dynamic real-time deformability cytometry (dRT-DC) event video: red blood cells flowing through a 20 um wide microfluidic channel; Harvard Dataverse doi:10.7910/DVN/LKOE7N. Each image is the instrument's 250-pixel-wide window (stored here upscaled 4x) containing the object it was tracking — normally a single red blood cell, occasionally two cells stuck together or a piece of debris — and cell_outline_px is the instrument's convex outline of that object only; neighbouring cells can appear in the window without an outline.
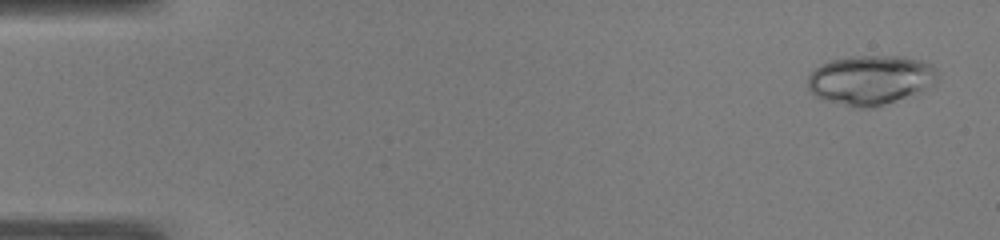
{"species": "common noctule bat (a hibernating species)", "species_latin": "Nyctalus noctula", "temperature_condition": "warm", "stored_images_in_passage": 47, "camera_frame_rate_fps": 3000, "um_per_image_px": 0.085, "animal": {"sex": "male", "body_mass_g": 19.0, "forearm_length_mm": 50.8}, "frame": {"image": 1, "passage_image": 2, "time_ms": 0.333, "image_size_px": [1000, 240], "cell_outline_px": [[940, 72], [936, 80], [928, 88], [872, 108], [856, 108], [824, 100], [816, 96], [808, 88], [808, 76], [820, 64], [832, 60], [852, 56], [900, 56], [920, 60], [932, 64]], "centroid_in_image_um": [73.99, 6.78], "position_along_channel_um": 11.0, "area_um2": 37.28}}
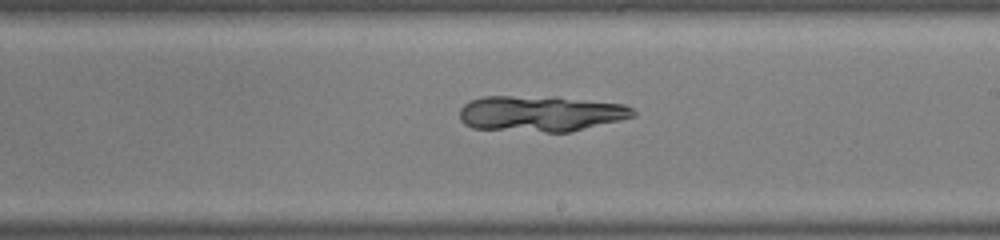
{"frame": {"image": 2, "passage_image": 29, "time_ms": 9.333, "image_size_px": [1000, 240], "cell_outline_px": [[636, 116], [572, 132], [544, 132], [472, 128], [464, 124], [460, 120], [460, 108], [464, 104], [472, 100], [484, 96], [556, 96], [624, 104], [632, 108], [636, 112]], "centroid_in_image_um": [45.98, 9.65], "position_along_channel_um": 243.0, "area_um2": 36.65}}
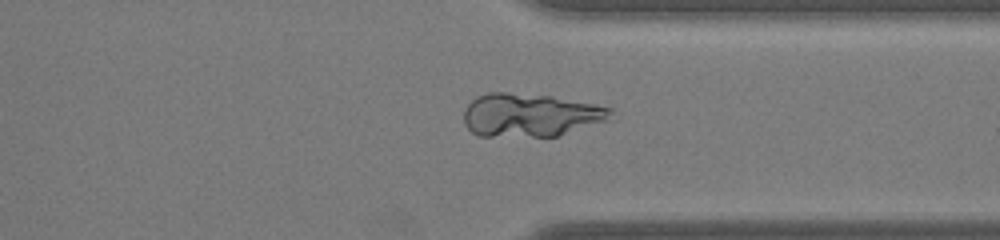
{"frame": {"image": 3, "passage_image": 38, "time_ms": 12.333, "image_size_px": [1000, 240], "cell_outline_px": [[612, 112], [608, 120], [556, 136], [480, 136], [472, 132], [464, 124], [464, 108], [476, 96], [488, 92], [508, 92], [552, 96], [612, 108]], "centroid_in_image_um": [45.02, 9.77], "position_along_channel_um": 366.4, "area_um2": 36.88}}